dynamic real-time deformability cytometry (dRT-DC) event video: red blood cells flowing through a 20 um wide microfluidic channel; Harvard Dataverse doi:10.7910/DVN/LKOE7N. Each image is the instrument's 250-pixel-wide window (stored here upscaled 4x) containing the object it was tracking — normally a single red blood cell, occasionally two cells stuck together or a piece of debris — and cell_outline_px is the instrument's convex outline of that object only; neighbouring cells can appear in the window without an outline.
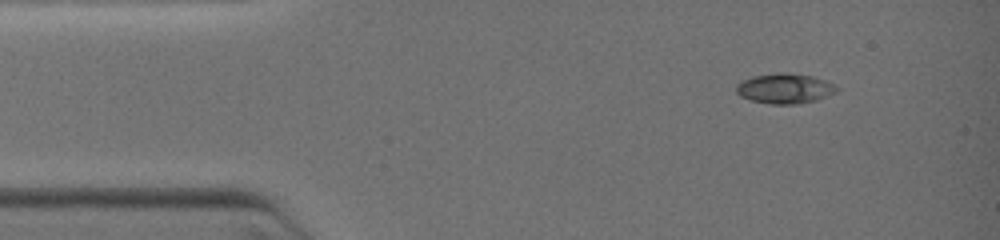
{"species": "common noctule bat (a hibernating species)", "species_latin": "Nyctalus noctula", "temperature_condition": "warm", "stored_images_in_passage": 25, "camera_frame_rate_fps": 3000, "um_per_image_px": 0.085, "animal": {"sex": "female", "body_mass_g": 19.0, "forearm_length_mm": 51.5}, "frame": {"image": 1, "passage_image": 1, "time_ms": 0.0, "image_size_px": [1000, 240], "cell_outline_px": [[840, 88], [836, 92], [816, 100], [796, 104], [772, 104], [752, 100], [740, 96], [736, 92], [736, 84], [740, 80], [752, 76], [780, 72], [788, 72], [812, 76], [828, 80], [836, 84]], "centroid_in_image_um": [66.72, 7.5], "position_along_channel_um": 18.3, "area_um2": 17.86}}
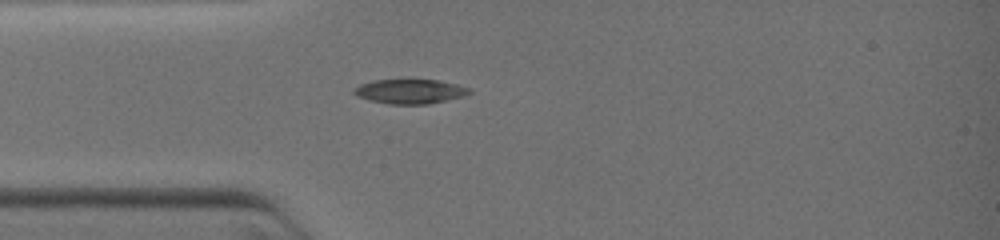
{"frame": {"image": 2, "passage_image": 14, "time_ms": 2.0, "image_size_px": [1000, 240], "cell_outline_px": [[472, 92], [464, 96], [428, 104], [388, 104], [368, 100], [356, 96], [352, 92], [360, 84], [372, 80], [436, 80], [456, 84], [468, 88]], "centroid_in_image_um": [34.81, 7.78], "position_along_channel_um": 50.2, "area_um2": 16.36}}
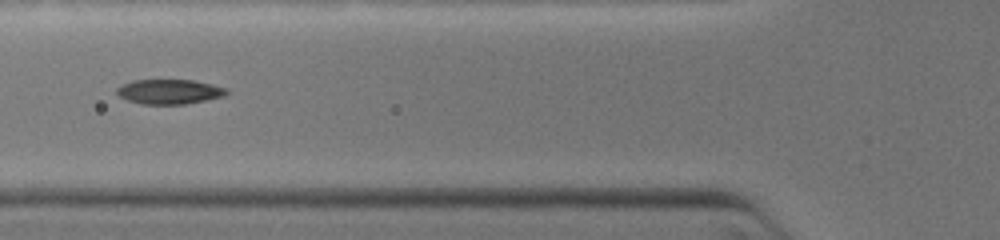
{"frame": {"image": 3, "passage_image": 19, "time_ms": 3.333, "image_size_px": [1000, 240], "cell_outline_px": [[228, 92], [224, 96], [208, 100], [184, 104], [140, 104], [128, 100], [120, 96], [116, 92], [116, 88], [132, 80], [192, 80], [212, 84], [228, 88]], "centroid_in_image_um": [14.42, 7.79], "position_along_channel_um": 111.4, "area_um2": 15.84}}